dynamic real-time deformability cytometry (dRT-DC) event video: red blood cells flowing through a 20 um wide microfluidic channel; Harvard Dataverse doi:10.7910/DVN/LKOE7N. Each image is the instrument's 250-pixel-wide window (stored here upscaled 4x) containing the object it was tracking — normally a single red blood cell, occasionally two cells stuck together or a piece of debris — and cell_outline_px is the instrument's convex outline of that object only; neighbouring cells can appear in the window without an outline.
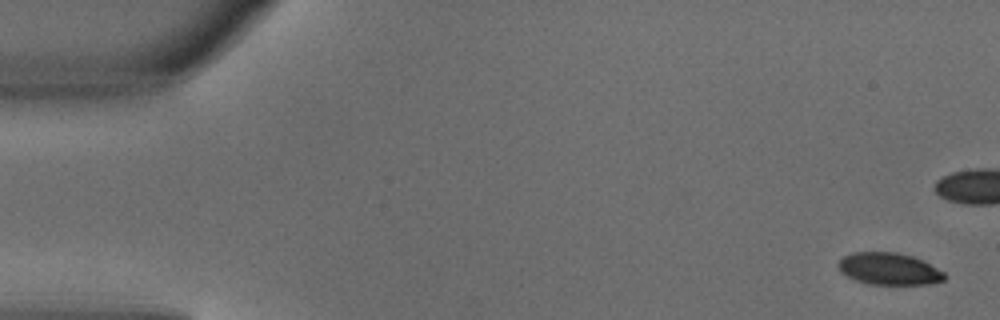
{"species": "common noctule bat (a hibernating species)", "species_latin": "Nyctalus noctula", "temperature_condition": "warm", "stored_images_in_passage": 6, "camera_frame_rate_fps": 3000, "um_per_image_px": 0.085, "animal": {"sex": "male", "body_mass_g": 18.8}, "frame": {"image": 1, "passage_image": 1, "time_ms": 0.0, "image_size_px": [1000, 320], "cell_outline_px": [[948, 276], [944, 280], [932, 284], [868, 284], [856, 280], [840, 272], [836, 264], [844, 256], [852, 252], [896, 252], [912, 256], [944, 272]], "centroid_in_image_um": [75.55, 22.85], "position_along_channel_um": 9.5, "area_um2": 19.77}}
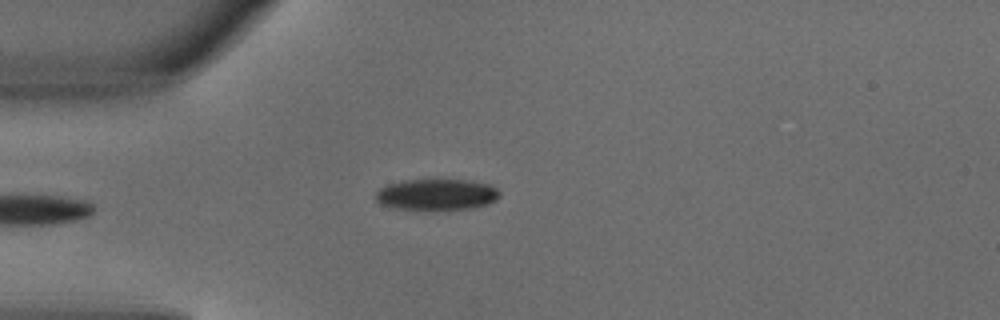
{"frame": {"image": 2, "passage_image": 5, "time_ms": 1.333, "image_size_px": [1000, 320], "cell_outline_px": [[500, 196], [496, 200], [488, 204], [468, 208], [396, 208], [380, 204], [376, 200], [376, 192], [380, 188], [388, 184], [404, 180], [468, 180], [488, 184], [496, 188], [500, 192]], "centroid_in_image_um": [37.12, 16.51], "position_along_channel_um": 47.9, "area_um2": 21.96}}